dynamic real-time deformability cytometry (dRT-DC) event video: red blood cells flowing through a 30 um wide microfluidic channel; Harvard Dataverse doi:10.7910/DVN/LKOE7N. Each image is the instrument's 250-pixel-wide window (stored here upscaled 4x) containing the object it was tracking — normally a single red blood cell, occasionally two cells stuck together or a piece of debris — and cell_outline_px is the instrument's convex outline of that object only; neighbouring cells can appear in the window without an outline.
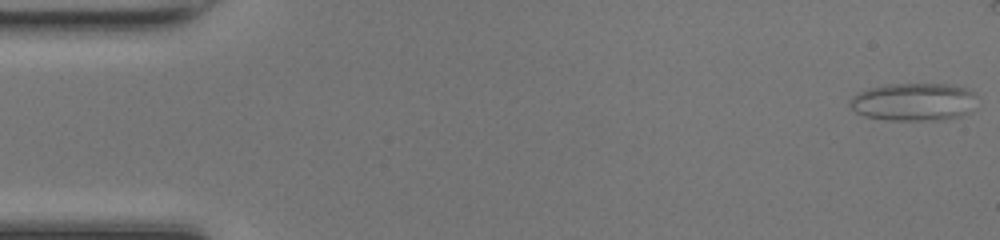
{"species": "common noctule bat (a hibernating species)", "species_latin": "Nyctalus noctula", "temperature_condition": "room temperature", "stored_images_in_passage": 42, "camera_frame_rate_fps": 3000, "um_per_image_px": 0.085, "animal": {"sex": "female", "body_mass_g": 17.0, "forearm_length_mm": 48.0}, "frame": {"image": 1, "passage_image": 1, "time_ms": 0.0, "image_size_px": [1000, 240], "cell_outline_px": [[980, 96], [972, 112], [960, 116], [944, 120], [884, 120], [864, 116], [856, 112], [848, 104], [848, 100], [852, 96], [868, 88], [888, 84], [944, 84], [968, 88], [976, 92]], "centroid_in_image_um": [77.73, 8.66], "position_along_channel_um": 7.3, "area_um2": 28.73}}
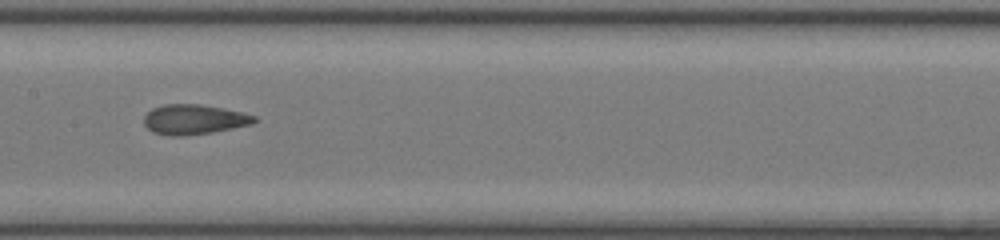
{"frame": {"image": 2, "passage_image": 24, "time_ms": 7.667, "image_size_px": [1000, 240], "cell_outline_px": [[260, 120], [252, 124], [212, 132], [184, 136], [168, 136], [152, 132], [144, 124], [144, 116], [152, 108], [164, 104], [200, 104], [224, 108], [244, 112], [256, 116]], "centroid_in_image_um": [16.51, 10.15], "position_along_channel_um": 190.9, "area_um2": 19.48}}
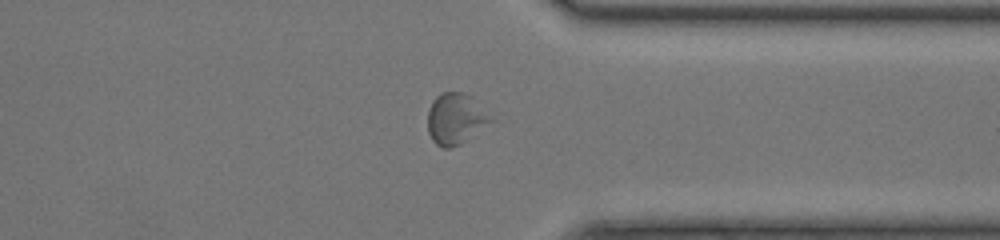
{"frame": {"image": 3, "passage_image": 37, "time_ms": 12.0, "image_size_px": [1000, 240], "cell_outline_px": [[496, 120], [460, 144], [448, 148], [444, 148], [436, 144], [432, 140], [428, 132], [428, 108], [432, 100], [440, 92], [464, 92], [472, 96]], "centroid_in_image_um": [38.74, 10.07], "position_along_channel_um": 372.7, "area_um2": 19.07}}